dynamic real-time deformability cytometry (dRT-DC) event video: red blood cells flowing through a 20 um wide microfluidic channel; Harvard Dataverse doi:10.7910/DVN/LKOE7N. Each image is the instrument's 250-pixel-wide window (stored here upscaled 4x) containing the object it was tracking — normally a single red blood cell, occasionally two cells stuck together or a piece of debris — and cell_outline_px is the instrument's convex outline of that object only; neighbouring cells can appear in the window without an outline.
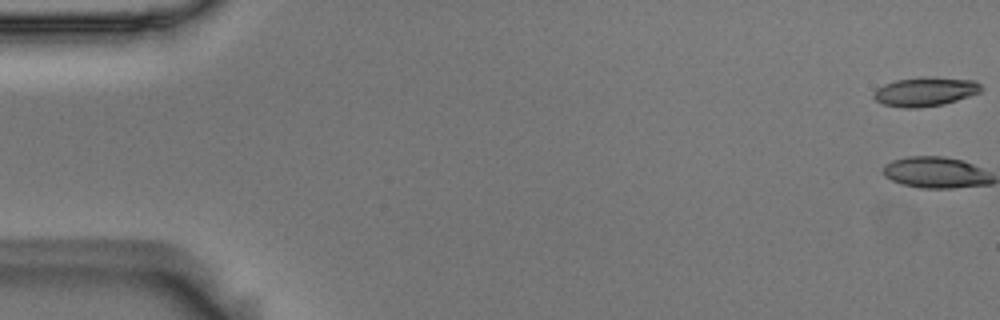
{"species": "Egyptian fruit bat (a non-hibernating species)", "species_latin": "Rousettus aegyptiacus", "temperature_condition": "room temperature", "stored_images_in_passage": 8, "camera_frame_rate_fps": 3000, "um_per_image_px": 0.085, "animal": {"sex": "male"}, "frame": {"image": 1, "passage_image": 1, "time_ms": 0.0, "image_size_px": [1000, 320], "cell_outline_px": [[984, 88], [980, 92], [944, 104], [920, 108], [904, 108], [884, 104], [876, 100], [872, 96], [876, 88], [884, 84], [896, 80], [924, 76], [932, 76], [976, 80]], "centroid_in_image_um": [78.66, 7.77], "position_along_channel_um": 6.3, "area_um2": 18.44}}